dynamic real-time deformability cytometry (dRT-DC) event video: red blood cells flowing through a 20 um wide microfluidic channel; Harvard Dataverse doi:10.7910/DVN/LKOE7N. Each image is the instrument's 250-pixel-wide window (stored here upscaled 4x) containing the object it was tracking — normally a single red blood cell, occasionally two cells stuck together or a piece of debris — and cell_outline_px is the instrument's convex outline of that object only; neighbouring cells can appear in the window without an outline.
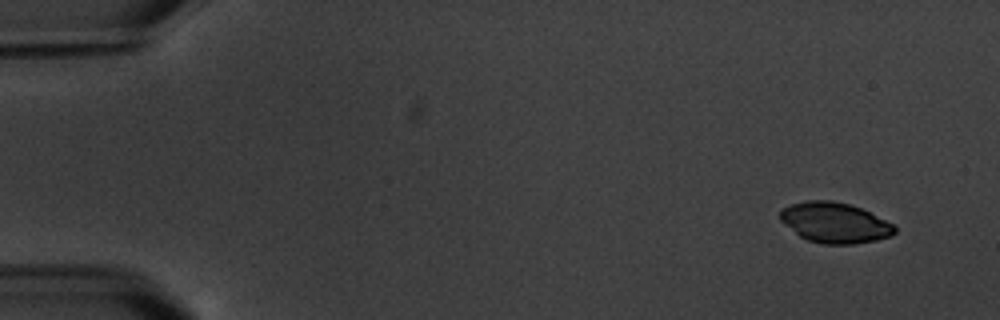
{"species": "common noctule bat (a hibernating species)", "species_latin": "Nyctalus noctula", "temperature_condition": "warm", "stored_images_in_passage": 4, "camera_frame_rate_fps": 3000, "um_per_image_px": 0.085, "animal": {"sex": "male", "body_mass_g": 20.1, "forearm_length_mm": 53.5}, "frame": {"image": 1, "passage_image": 1, "time_ms": 0.0, "image_size_px": [1000, 320], "cell_outline_px": [[896, 232], [892, 236], [876, 240], [852, 244], [824, 244], [808, 240], [800, 236], [784, 224], [780, 220], [780, 212], [784, 208], [792, 204], [804, 200], [832, 200], [848, 204], [860, 208], [892, 224], [896, 228]], "centroid_in_image_um": [70.94, 18.93], "position_along_channel_um": 14.1, "area_um2": 26.7}}
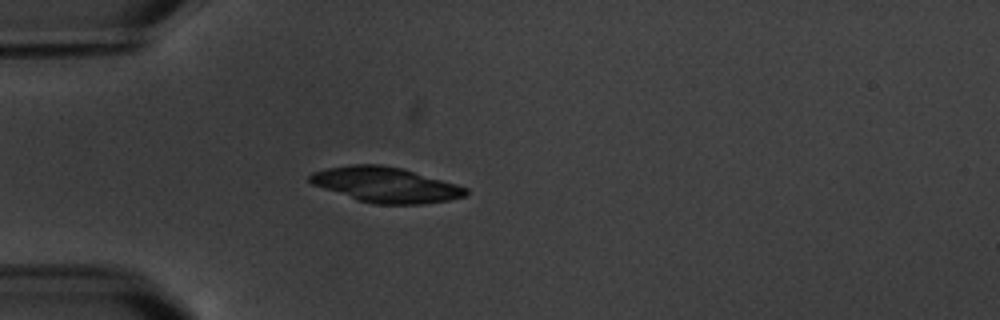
{"frame": {"image": 2, "passage_image": 4, "time_ms": 4.333, "image_size_px": [1000, 320], "cell_outline_px": [[468, 192], [464, 196], [448, 200], [424, 204], [372, 204], [356, 200], [312, 184], [308, 180], [308, 176], [312, 172], [328, 168], [348, 164], [380, 164], [404, 168], [456, 184], [468, 188]], "centroid_in_image_um": [32.76, 15.7], "position_along_channel_um": 52.2, "area_um2": 32.19}}